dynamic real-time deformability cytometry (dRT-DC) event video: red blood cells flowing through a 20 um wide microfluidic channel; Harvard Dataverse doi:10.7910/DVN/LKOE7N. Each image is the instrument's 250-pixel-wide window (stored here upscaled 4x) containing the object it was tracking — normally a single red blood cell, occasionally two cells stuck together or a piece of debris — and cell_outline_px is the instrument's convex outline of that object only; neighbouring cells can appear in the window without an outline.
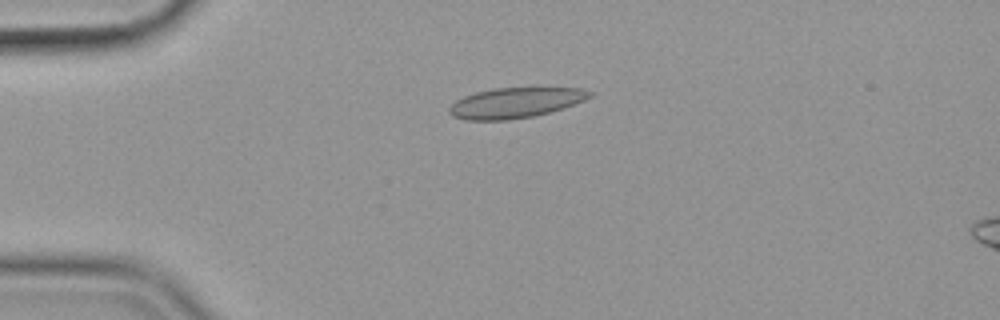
{"species": "common noctule bat (a hibernating species)", "species_latin": "Nyctalus noctula", "temperature_condition": "cold", "stored_images_in_passage": 57, "camera_frame_rate_fps": 3000, "um_per_image_px": 0.085, "animal": {"sex": "female", "body_mass_g": 19.9}, "frame": {"image": 1, "passage_image": 14, "time_ms": 4.333, "image_size_px": [1000, 320], "cell_outline_px": [[592, 96], [584, 100], [564, 108], [532, 116], [508, 120], [464, 120], [452, 116], [448, 112], [448, 108], [456, 100], [464, 96], [476, 92], [496, 88], [580, 88], [592, 92]], "centroid_in_image_um": [43.77, 8.74], "position_along_channel_um": 41.2, "area_um2": 24.68}}
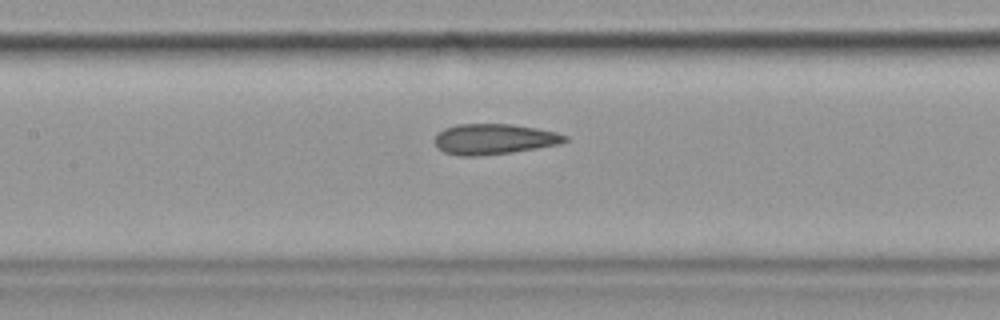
{"frame": {"image": 2, "passage_image": 27, "time_ms": 8.667, "image_size_px": [1000, 320], "cell_outline_px": [[568, 140], [560, 144], [512, 152], [476, 156], [460, 156], [444, 152], [432, 140], [436, 132], [444, 128], [456, 124], [512, 124], [536, 128], [556, 132], [568, 136]], "centroid_in_image_um": [41.96, 11.81], "position_along_channel_um": 165.4, "area_um2": 23.29}}
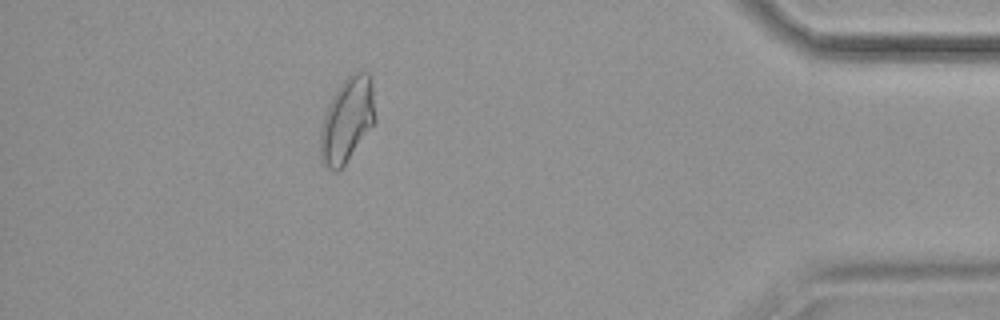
{"frame": {"image": 3, "passage_image": 51, "time_ms": 16.667, "image_size_px": [1000, 320], "cell_outline_px": [[376, 120], [344, 164], [336, 172], [328, 168], [320, 160], [320, 132], [324, 116], [328, 104], [332, 96], [344, 80], [352, 72], [368, 72], [372, 84], [376, 116]], "centroid_in_image_um": [29.49, 10.18], "position_along_channel_um": 405.7, "area_um2": 26.7}, "authors_computed_cell_mechanics": {"area_um2": 24.3338, "velocity_mm_per_s": 3.5476, "shape_relaxation_time_tau1_ms": 7.0153, "shape_relaxation_time_tau2_ms": 1.8877, "deformation_change_tau1": 0.1449, "deformation_change_tau2": 0.0816}}